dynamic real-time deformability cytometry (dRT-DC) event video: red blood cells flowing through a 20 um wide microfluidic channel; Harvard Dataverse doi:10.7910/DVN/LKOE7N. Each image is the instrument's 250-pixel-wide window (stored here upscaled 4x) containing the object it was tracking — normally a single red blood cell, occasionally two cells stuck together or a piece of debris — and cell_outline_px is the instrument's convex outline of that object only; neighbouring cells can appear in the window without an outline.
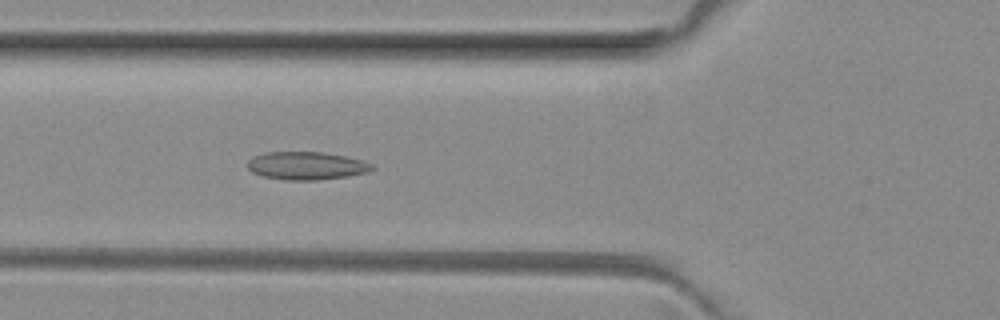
{"species": "common noctule bat (a hibernating species)", "species_latin": "Nyctalus noctula", "temperature_condition": "room temperature", "stored_images_in_passage": 51, "camera_frame_rate_fps": 3000, "um_per_image_px": 0.085, "animal": {"sex": "female", "body_mass_g": 29.2, "forearm_length_mm": 56.3}, "frame": {"image": 1, "passage_image": 19, "time_ms": 6.0, "image_size_px": [1000, 320], "cell_outline_px": [[376, 168], [368, 172], [348, 176], [316, 180], [284, 180], [264, 176], [252, 172], [248, 168], [248, 160], [252, 156], [264, 152], [324, 152], [348, 156], [372, 164]], "centroid_in_image_um": [26.05, 14.08], "position_along_channel_um": 99.7, "area_um2": 20.4}}
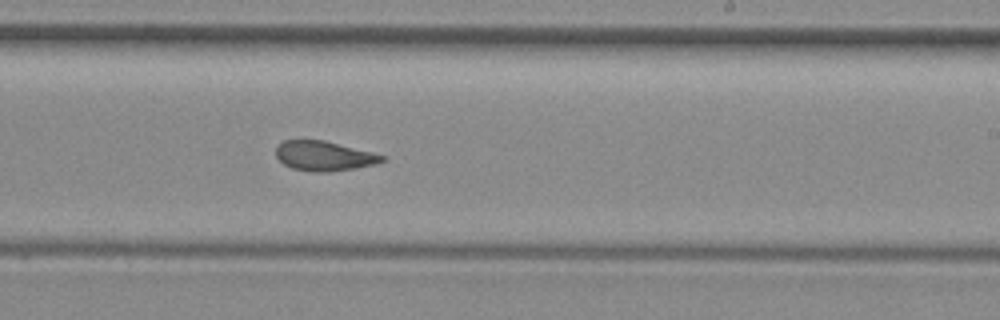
{"frame": {"image": 2, "passage_image": 31, "time_ms": 10.0, "image_size_px": [1000, 320], "cell_outline_px": [[388, 160], [376, 164], [356, 168], [328, 172], [312, 172], [292, 168], [284, 164], [276, 156], [276, 148], [284, 140], [324, 140], [372, 152], [384, 156]], "centroid_in_image_um": [27.57, 13.26], "position_along_channel_um": 261.4, "area_um2": 18.38}}
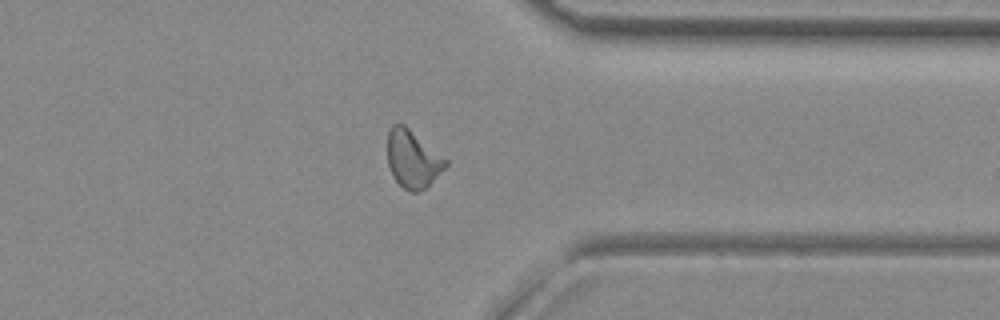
{"frame": {"image": 3, "passage_image": 40, "time_ms": 13.0, "image_size_px": [1000, 320], "cell_outline_px": [[448, 164], [424, 188], [416, 192], [412, 192], [404, 188], [392, 176], [388, 164], [388, 132], [392, 124], [404, 124], [448, 160]], "centroid_in_image_um": [35.06, 13.5], "position_along_channel_um": 376.3, "area_um2": 19.13}, "authors_computed_cell_mechanics": {"area_um2": 19.4786, "velocity_mm_per_s": 4.0443, "shape_relaxation_time_tau1_ms": null, "shape_relaxation_time_tau2_ms": 1.9562, "deformation_change_tau1": null, "deformation_change_tau2": 0.0877}}